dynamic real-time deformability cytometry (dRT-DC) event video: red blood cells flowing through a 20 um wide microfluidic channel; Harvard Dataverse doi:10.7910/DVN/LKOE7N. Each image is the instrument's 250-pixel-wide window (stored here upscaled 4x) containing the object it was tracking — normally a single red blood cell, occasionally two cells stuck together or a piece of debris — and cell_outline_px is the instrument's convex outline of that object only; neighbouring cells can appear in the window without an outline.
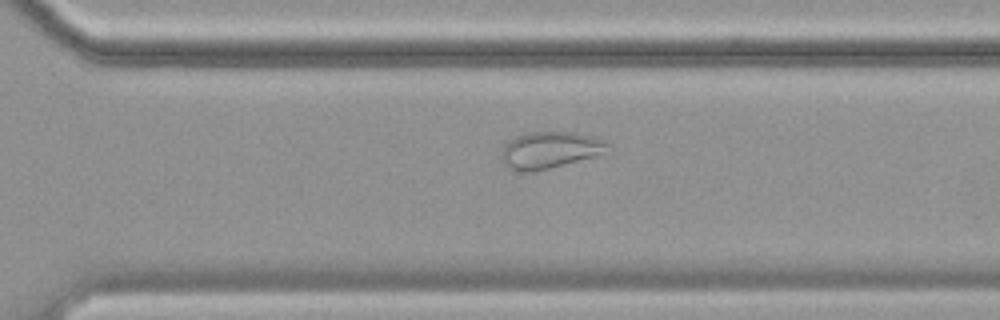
{"species": "common noctule bat (a hibernating species)", "species_latin": "Nyctalus noctula", "temperature_condition": "cold", "stored_images_in_passage": 57, "camera_frame_rate_fps": 3000, "um_per_image_px": 0.085, "animal": {"sex": "female", "body_mass_g": 19.9}, "frame": {"image": 1, "passage_image": 40, "time_ms": 13.0, "image_size_px": [1000, 320], "cell_outline_px": [[612, 152], [600, 156], [532, 172], [516, 172], [508, 168], [500, 160], [500, 156], [504, 148], [516, 136], [528, 132], [576, 132], [592, 136], [604, 140], [608, 144]], "centroid_in_image_um": [46.81, 12.77], "position_along_channel_um": 323.8, "area_um2": 23.18}}
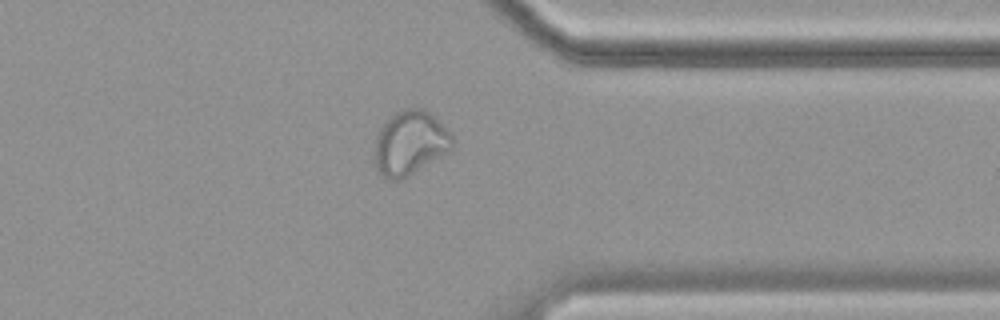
{"frame": {"image": 2, "passage_image": 45, "time_ms": 14.667, "image_size_px": [1000, 320], "cell_outline_px": [[452, 148], [448, 152], [400, 180], [388, 180], [380, 176], [376, 172], [376, 136], [380, 128], [396, 112], [404, 108], [424, 108], [452, 136]], "centroid_in_image_um": [34.82, 12.18], "position_along_channel_um": 376.6, "area_um2": 28.5}}
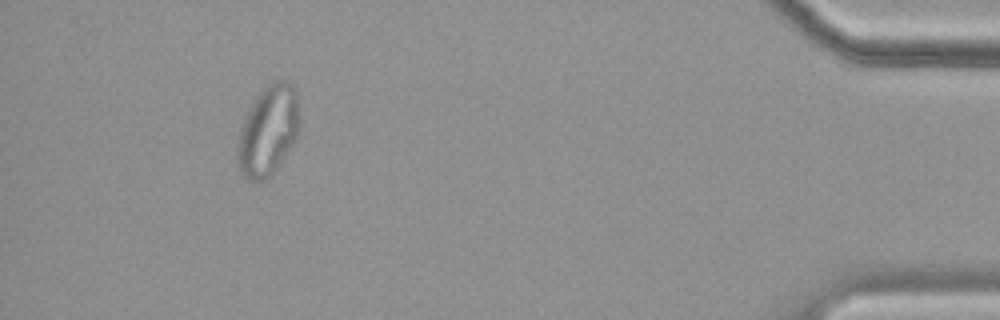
{"frame": {"image": 3, "passage_image": 53, "time_ms": 17.333, "image_size_px": [1000, 320], "cell_outline_px": [[300, 120], [296, 140], [272, 172], [264, 180], [248, 180], [240, 172], [236, 160], [236, 148], [240, 128], [256, 96], [272, 80], [284, 80], [292, 84], [296, 88], [300, 116]], "centroid_in_image_um": [22.8, 11.07], "position_along_channel_um": 412.4, "area_um2": 32.54}, "authors_computed_cell_mechanics": {"area_um2": 28.4954, "velocity_mm_per_s": 3.476, "shape_relaxation_time_tau1_ms": null, "shape_relaxation_time_tau2_ms": 1.6764, "deformation_change_tau1": null, "deformation_change_tau2": 0.0814}}